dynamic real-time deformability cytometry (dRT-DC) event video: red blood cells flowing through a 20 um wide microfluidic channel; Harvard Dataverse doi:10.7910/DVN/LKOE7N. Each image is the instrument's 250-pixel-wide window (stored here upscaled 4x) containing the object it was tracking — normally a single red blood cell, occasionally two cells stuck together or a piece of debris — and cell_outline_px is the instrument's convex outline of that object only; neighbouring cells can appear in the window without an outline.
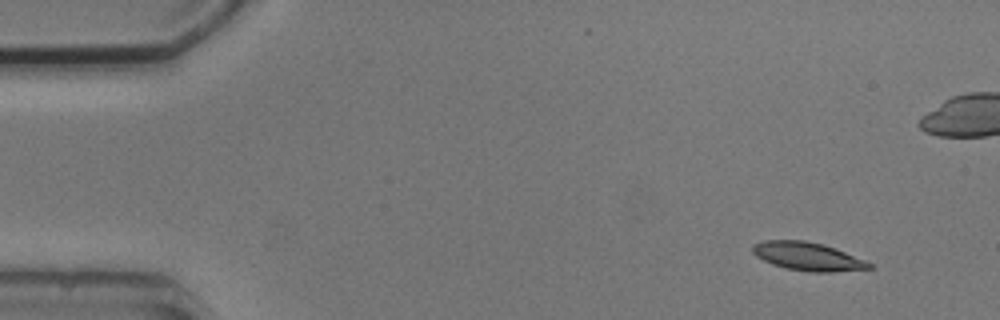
{"species": "common noctule bat (a hibernating species)", "species_latin": "Nyctalus noctula", "temperature_condition": "cold", "stored_images_in_passage": 5, "camera_frame_rate_fps": 3000, "um_per_image_px": 0.085, "animal": {"sex": "male", "body_mass_g": 20.5, "forearm_length_mm": 52.5}, "frame": {"image": 1, "passage_image": 1, "time_ms": 0.0, "image_size_px": [1000, 320], "cell_outline_px": [[872, 268], [832, 272], [808, 272], [784, 268], [772, 264], [756, 256], [752, 252], [752, 244], [764, 240], [804, 240], [824, 244], [864, 260], [872, 264]], "centroid_in_image_um": [68.61, 21.79], "position_along_channel_um": 16.4, "area_um2": 19.19}}